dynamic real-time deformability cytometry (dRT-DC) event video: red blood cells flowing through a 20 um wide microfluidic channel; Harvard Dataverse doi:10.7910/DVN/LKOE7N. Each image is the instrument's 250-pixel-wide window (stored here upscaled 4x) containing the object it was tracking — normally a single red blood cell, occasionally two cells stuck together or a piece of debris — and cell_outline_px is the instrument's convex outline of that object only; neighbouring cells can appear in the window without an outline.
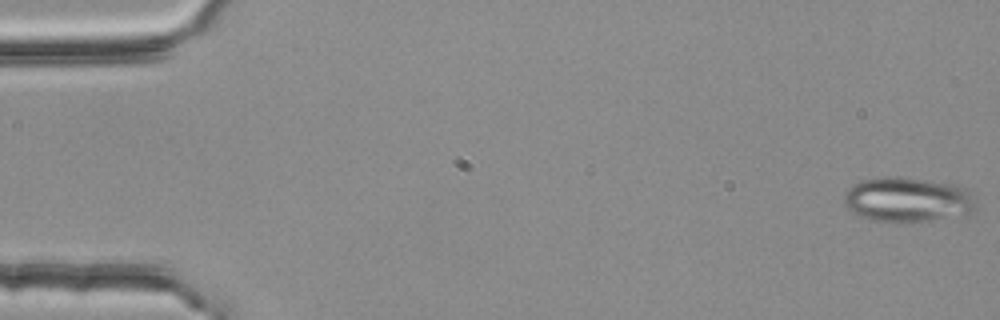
{"species": "common noctule bat (a hibernating species)", "species_latin": "Nyctalus noctula", "temperature_condition": "room temperature", "stored_images_in_passage": 54, "camera_frame_rate_fps": 3000, "um_per_image_px": 0.085, "animal": {"sex": "female", "body_mass_g": 25.1}, "frame": {"image": 1, "passage_image": 1, "time_ms": 0.0, "image_size_px": [1000, 320], "cell_outline_px": [[976, 208], [968, 212], [928, 220], [900, 224], [868, 220], [852, 212], [844, 204], [844, 192], [852, 184], [860, 180], [888, 176], [900, 176], [956, 184], [968, 188], [976, 196]], "centroid_in_image_um": [77.11, 16.96], "position_along_channel_um": 7.9, "area_um2": 35.08}}
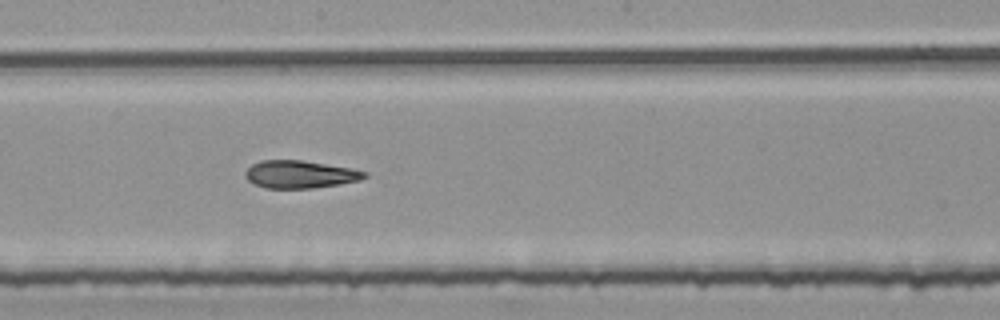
{"frame": {"image": 2, "passage_image": 30, "time_ms": 9.667, "image_size_px": [1000, 320], "cell_outline_px": [[368, 176], [360, 180], [312, 188], [264, 188], [248, 180], [244, 176], [244, 172], [252, 164], [260, 160], [300, 160], [348, 168], [368, 172]], "centroid_in_image_um": [25.46, 14.82], "position_along_channel_um": 222.7, "area_um2": 18.96}}
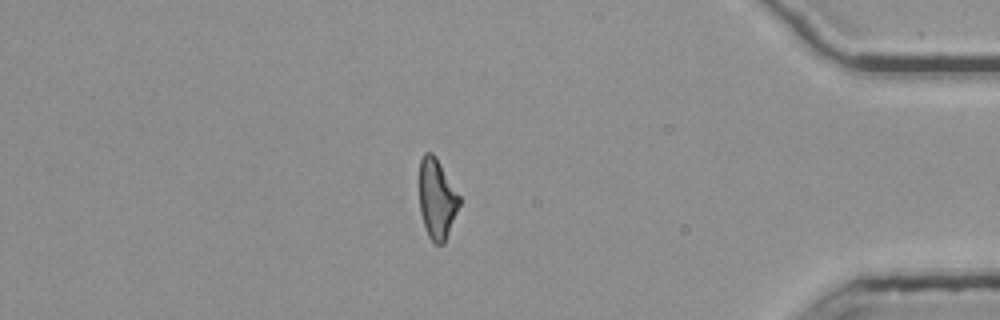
{"frame": {"image": 3, "passage_image": 47, "time_ms": 15.333, "image_size_px": [1000, 320], "cell_outline_px": [[460, 204], [444, 244], [436, 244], [428, 236], [420, 212], [420, 160], [424, 152], [432, 152], [436, 156], [460, 196]], "centroid_in_image_um": [37.14, 16.88], "position_along_channel_um": 398.1, "area_um2": 18.55}, "authors_computed_cell_mechanics": {"area_um2": 20.0855, "velocity_mm_per_s": 3.773, "shape_relaxation_time_tau1_ms": null, "shape_relaxation_time_tau2_ms": 3.2228, "deformation_change_tau1": null, "deformation_change_tau2": 0.1084}}